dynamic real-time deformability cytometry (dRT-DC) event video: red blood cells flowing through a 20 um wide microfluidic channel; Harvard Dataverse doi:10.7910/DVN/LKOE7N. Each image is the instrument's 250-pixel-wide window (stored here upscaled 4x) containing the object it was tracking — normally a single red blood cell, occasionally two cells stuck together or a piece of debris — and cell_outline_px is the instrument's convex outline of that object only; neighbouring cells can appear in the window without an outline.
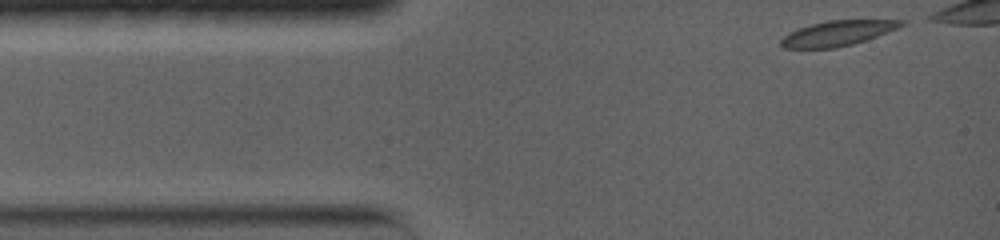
{"species": "common noctule bat (a hibernating species)", "species_latin": "Nyctalus noctula", "temperature_condition": "warm", "stored_images_in_passage": 54, "camera_frame_rate_fps": 5000, "um_per_image_px": 0.085, "animal": {"sex": "female", "body_mass_g": 19.0, "forearm_length_mm": 56.7}, "frame": {"image": 1, "passage_image": 1, "time_ms": 0.0, "image_size_px": [1000, 240], "cell_outline_px": [[908, 20], [904, 24], [896, 28], [876, 36], [852, 44], [836, 48], [784, 48], [780, 44], [780, 40], [788, 32], [812, 24], [828, 20]], "centroid_in_image_um": [71.16, 2.82], "position_along_channel_um": 13.8, "area_um2": 17.34}}
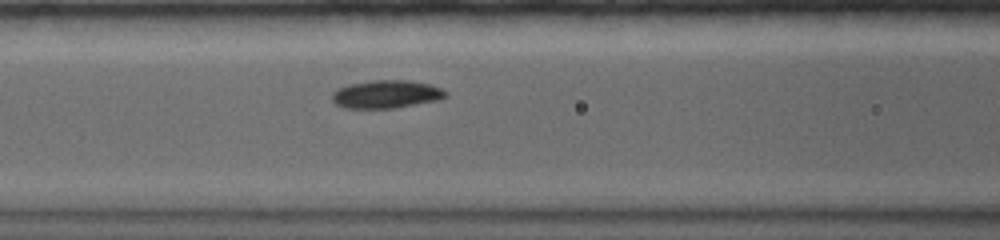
{"frame": {"image": 2, "passage_image": 22, "time_ms": 4.6, "image_size_px": [1000, 240], "cell_outline_px": [[448, 96], [440, 100], [392, 108], [344, 108], [336, 104], [332, 100], [332, 92], [336, 88], [348, 84], [372, 80], [408, 80], [432, 84], [448, 92]], "centroid_in_image_um": [32.84, 8.0], "position_along_channel_um": 133.8, "area_um2": 18.79}}
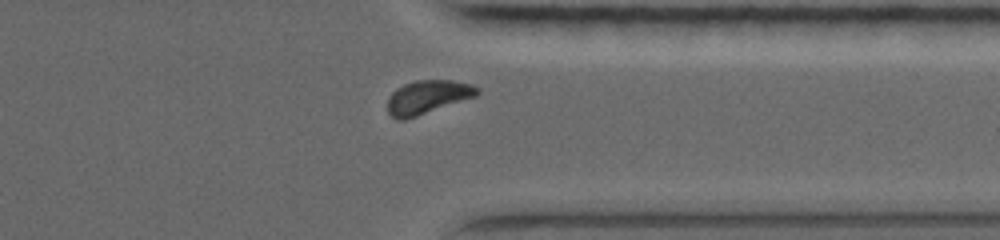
{"frame": {"image": 3, "passage_image": 47, "time_ms": 11.0, "image_size_px": [1000, 240], "cell_outline_px": [[480, 92], [476, 96], [404, 120], [396, 120], [388, 112], [388, 96], [396, 88], [404, 84], [416, 80], [452, 80], [472, 84], [480, 88]], "centroid_in_image_um": [36.34, 8.24], "position_along_channel_um": 375.1, "area_um2": 17.51}}